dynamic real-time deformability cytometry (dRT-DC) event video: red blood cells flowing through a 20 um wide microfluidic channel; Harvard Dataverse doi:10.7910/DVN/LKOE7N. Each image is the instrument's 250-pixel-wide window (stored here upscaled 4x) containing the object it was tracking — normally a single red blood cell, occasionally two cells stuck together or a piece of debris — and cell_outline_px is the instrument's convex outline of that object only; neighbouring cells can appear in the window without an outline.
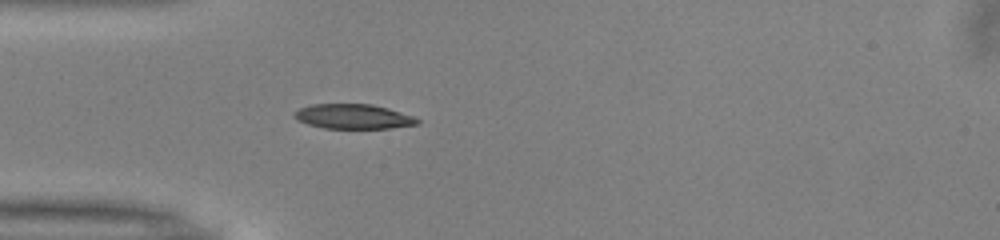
{"species": "common noctule bat (a hibernating species)", "species_latin": "Nyctalus noctula", "temperature_condition": "warm", "stored_images_in_passage": 38, "camera_frame_rate_fps": 3000, "um_per_image_px": 0.085, "animal": {"sex": "male", "body_mass_g": 13.0, "forearm_length_mm": 53.1}, "frame": {"image": 1, "passage_image": 2, "time_ms": 0.333, "image_size_px": [1000, 240], "cell_outline_px": [[420, 124], [388, 128], [324, 128], [308, 124], [296, 120], [292, 116], [292, 112], [300, 108], [312, 104], [372, 104], [388, 108], [412, 116], [420, 120]], "centroid_in_image_um": [29.99, 9.9], "position_along_channel_um": 55.0, "area_um2": 17.74}}
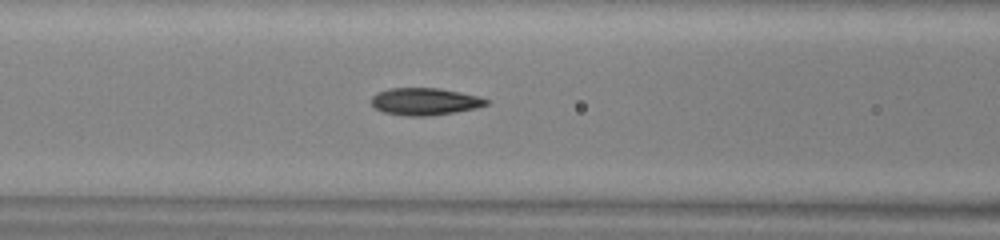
{"frame": {"image": 2, "passage_image": 8, "time_ms": 2.333, "image_size_px": [1000, 240], "cell_outline_px": [[488, 104], [476, 108], [456, 112], [428, 116], [408, 116], [384, 112], [376, 108], [372, 104], [372, 96], [376, 92], [388, 88], [440, 88], [480, 96], [488, 100]], "centroid_in_image_um": [36.12, 8.62], "position_along_channel_um": 130.5, "area_um2": 18.26}}
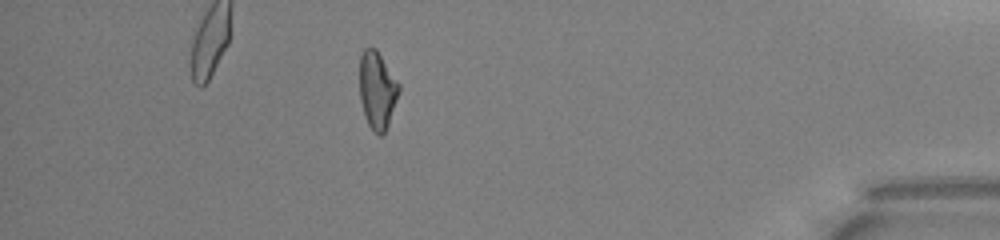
{"frame": {"image": 3, "passage_image": 32, "time_ms": 10.333, "image_size_px": [1000, 240], "cell_outline_px": [[400, 92], [388, 124], [384, 132], [380, 136], [372, 132], [364, 116], [360, 100], [360, 56], [364, 48], [376, 48], [400, 84]], "centroid_in_image_um": [32.06, 7.67], "position_along_channel_um": 403.1, "area_um2": 17.86}, "authors_computed_cell_mechanics": {"area_um2": 17.9758, "velocity_mm_per_s": 4.0395, "shape_relaxation_time_tau1_ms": 4.4682, "shape_relaxation_time_tau2_ms": 2.1078, "deformation_change_tau1": 0.168, "deformation_change_tau2": 0.0996}}